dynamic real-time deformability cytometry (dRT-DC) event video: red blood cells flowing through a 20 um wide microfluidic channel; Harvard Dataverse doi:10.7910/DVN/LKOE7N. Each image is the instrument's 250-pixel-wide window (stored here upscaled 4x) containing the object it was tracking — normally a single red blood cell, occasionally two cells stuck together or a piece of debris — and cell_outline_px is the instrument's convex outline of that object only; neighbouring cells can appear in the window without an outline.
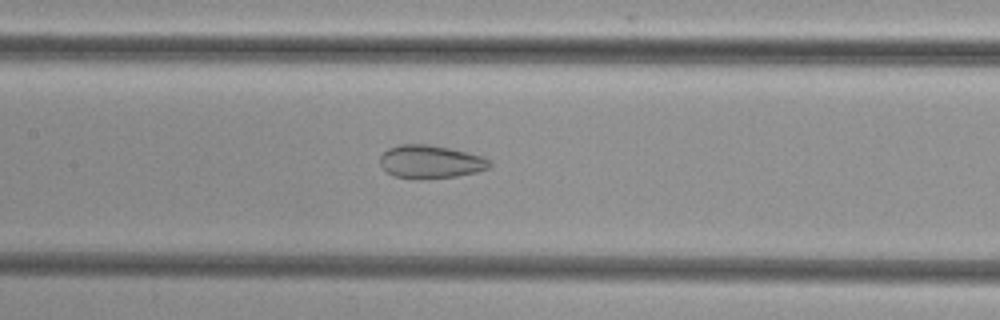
{"species": "common noctule bat (a hibernating species)", "species_latin": "Nyctalus noctula", "temperature_condition": "cold", "stored_images_in_passage": 36, "camera_frame_rate_fps": 3000, "um_per_image_px": 0.085, "animal": {"sex": "female", "body_mass_g": 29.2, "forearm_length_mm": 56.3}, "frame": {"image": 1, "passage_image": 14, "time_ms": 4.333, "image_size_px": [1000, 320], "cell_outline_px": [[492, 164], [488, 168], [476, 172], [456, 176], [416, 180], [392, 176], [380, 164], [380, 156], [388, 148], [400, 144], [428, 144], [448, 148], [484, 156]], "centroid_in_image_um": [36.57, 13.76], "position_along_channel_um": 170.8, "area_um2": 21.27}}
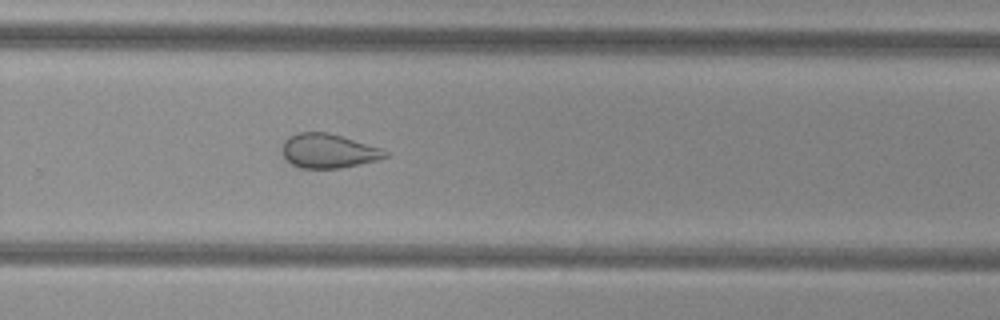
{"frame": {"image": 2, "passage_image": 24, "time_ms": 7.667, "image_size_px": [1000, 320], "cell_outline_px": [[388, 156], [376, 160], [340, 168], [300, 168], [284, 160], [280, 152], [280, 148], [284, 140], [288, 136], [296, 132], [328, 132], [380, 148], [388, 152]], "centroid_in_image_um": [27.81, 12.82], "position_along_channel_um": 302.0, "area_um2": 20.69}}
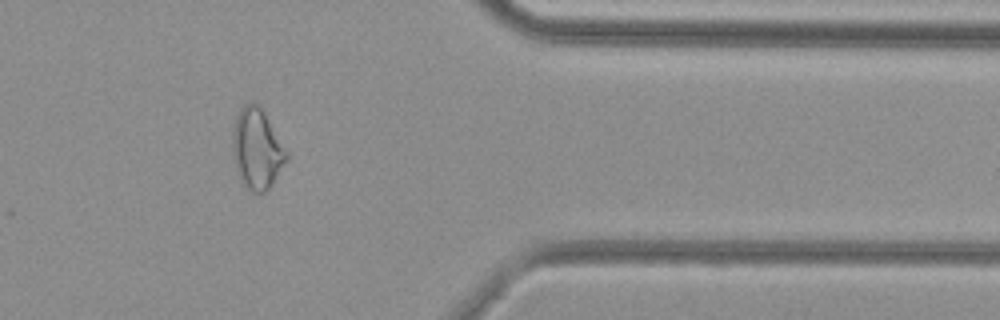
{"frame": {"image": 3, "passage_image": 32, "time_ms": 10.333, "image_size_px": [1000, 320], "cell_outline_px": [[288, 156], [272, 184], [264, 192], [252, 192], [244, 188], [236, 172], [232, 156], [232, 132], [236, 116], [240, 108], [244, 104], [252, 100], [264, 112], [288, 152]], "centroid_in_image_um": [21.79, 12.65], "position_along_channel_um": 389.6, "area_um2": 25.43}}